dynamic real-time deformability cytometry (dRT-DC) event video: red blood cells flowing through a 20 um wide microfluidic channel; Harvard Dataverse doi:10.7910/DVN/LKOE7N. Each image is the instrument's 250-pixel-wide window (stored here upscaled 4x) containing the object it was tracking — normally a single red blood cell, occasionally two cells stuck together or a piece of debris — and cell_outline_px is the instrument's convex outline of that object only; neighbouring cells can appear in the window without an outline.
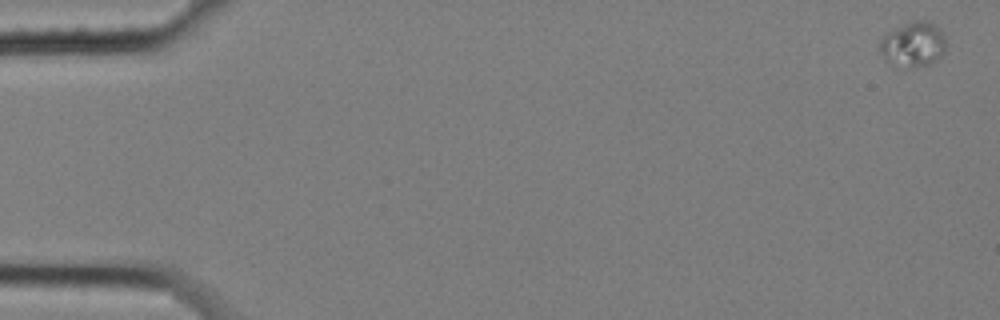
{"species": "common noctule bat (a hibernating species)", "species_latin": "Nyctalus noctula", "temperature_condition": "cold", "stored_images_in_passage": 7, "camera_frame_rate_fps": 3000, "um_per_image_px": 0.085, "animal": {"sex": "female", "body_mass_g": 25.1}, "frame": {"image": 1, "passage_image": 1, "time_ms": 0.0, "image_size_px": [1000, 320], "cell_outline_px": [[944, 52], [932, 64], [908, 68], [896, 68], [880, 52], [880, 40], [888, 32], [912, 20], [928, 20], [944, 32]], "centroid_in_image_um": [77.62, 3.78], "position_along_channel_um": 7.4, "area_um2": 17.4}}
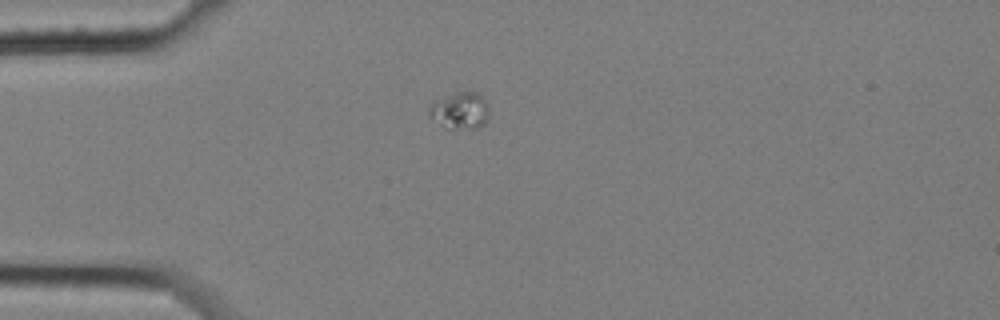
{"frame": {"image": 2, "passage_image": 5, "time_ms": 1.333, "image_size_px": [1000, 320], "cell_outline_px": [[488, 116], [484, 124], [476, 128], [444, 128], [428, 116], [428, 104], [432, 100], [456, 92], [476, 92], [488, 104]], "centroid_in_image_um": [39.03, 9.39], "position_along_channel_um": 46.0, "area_um2": 13.06}}